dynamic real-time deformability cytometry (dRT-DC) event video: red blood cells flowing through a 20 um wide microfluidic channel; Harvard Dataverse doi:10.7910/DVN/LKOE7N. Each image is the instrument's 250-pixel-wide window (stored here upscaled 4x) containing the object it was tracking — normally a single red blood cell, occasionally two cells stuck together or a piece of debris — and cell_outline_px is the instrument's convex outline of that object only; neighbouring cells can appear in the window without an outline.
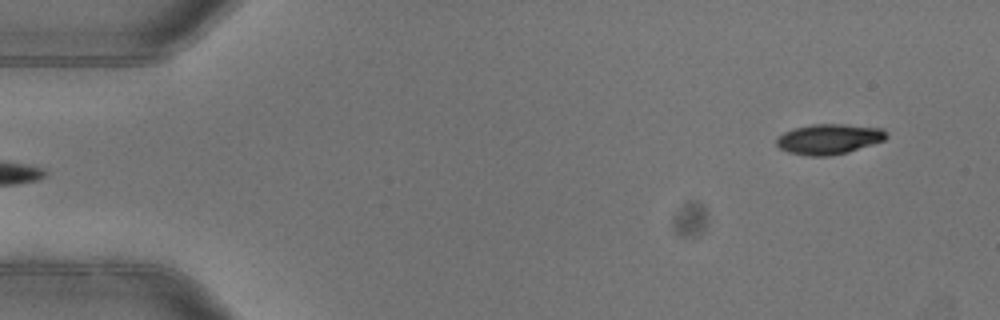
{"species": "common noctule bat (a hibernating species)", "species_latin": "Nyctalus noctula", "temperature_condition": "warm", "stored_images_in_passage": 4, "segment_of_instrument_passage": [2, 2], "camera_frame_rate_fps": 3000, "um_per_image_px": 0.085, "animal": {"sex": "female"}, "frame": {"image": 1, "passage_image": 4, "time_ms": 1.0, "image_size_px": [1000, 320], "cell_outline_px": [[888, 136], [884, 140], [848, 152], [832, 156], [808, 156], [788, 152], [780, 148], [776, 144], [776, 136], [792, 128], [812, 124], [844, 124], [884, 128], [888, 132]], "centroid_in_image_um": [70.45, 11.81], "position_along_channel_um": 14.5, "area_um2": 19.65}}